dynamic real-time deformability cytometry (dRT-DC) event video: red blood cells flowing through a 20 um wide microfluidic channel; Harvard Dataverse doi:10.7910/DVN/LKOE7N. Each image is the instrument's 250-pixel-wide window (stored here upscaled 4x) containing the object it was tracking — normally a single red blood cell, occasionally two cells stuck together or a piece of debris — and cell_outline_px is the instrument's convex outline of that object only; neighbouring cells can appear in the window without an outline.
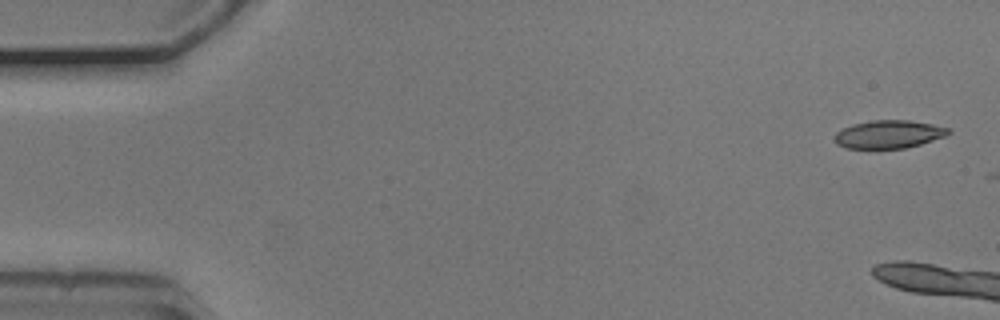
{"species": "common noctule bat (a hibernating species)", "species_latin": "Nyctalus noctula", "temperature_condition": "cold", "stored_images_in_passage": 3, "camera_frame_rate_fps": 3000, "um_per_image_px": 0.085, "animal": {"sex": "male", "body_mass_g": 20.5, "forearm_length_mm": 52.5}, "frame": {"image": 1, "passage_image": 1, "time_ms": 0.0, "image_size_px": [1000, 320], "cell_outline_px": [[952, 132], [948, 136], [920, 144], [904, 148], [848, 148], [836, 144], [836, 132], [852, 124], [872, 120], [908, 120], [932, 124], [948, 128]], "centroid_in_image_um": [75.59, 11.41], "position_along_channel_um": 9.4, "area_um2": 18.5}}